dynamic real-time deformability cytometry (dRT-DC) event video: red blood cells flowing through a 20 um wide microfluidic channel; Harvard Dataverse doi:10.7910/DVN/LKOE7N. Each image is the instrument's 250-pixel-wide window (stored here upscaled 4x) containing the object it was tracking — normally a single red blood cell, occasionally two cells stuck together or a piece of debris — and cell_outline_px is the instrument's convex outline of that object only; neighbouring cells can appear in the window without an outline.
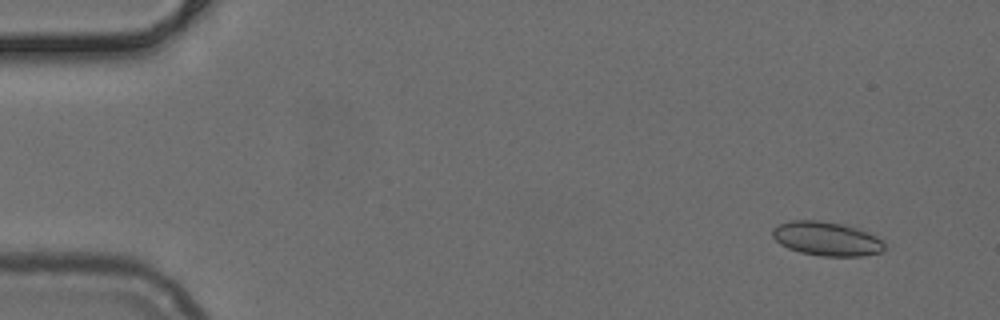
{"species": "common noctule bat (a hibernating species)", "species_latin": "Nyctalus noctula", "temperature_condition": "cold", "stored_images_in_passage": 30, "camera_frame_rate_fps": 3000, "um_per_image_px": 0.085, "animal": {"sex": "female", "body_mass_g": 24.6, "forearm_length_mm": 56.2}, "frame": {"image": 1, "passage_image": 2, "time_ms": 0.333, "image_size_px": [1000, 320], "cell_outline_px": [[884, 248], [880, 252], [864, 256], [820, 256], [800, 252], [788, 248], [780, 244], [772, 236], [772, 228], [788, 220], [820, 220], [860, 228], [876, 236], [884, 244]], "centroid_in_image_um": [70.24, 20.29], "position_along_channel_um": 14.8, "area_um2": 22.25}}
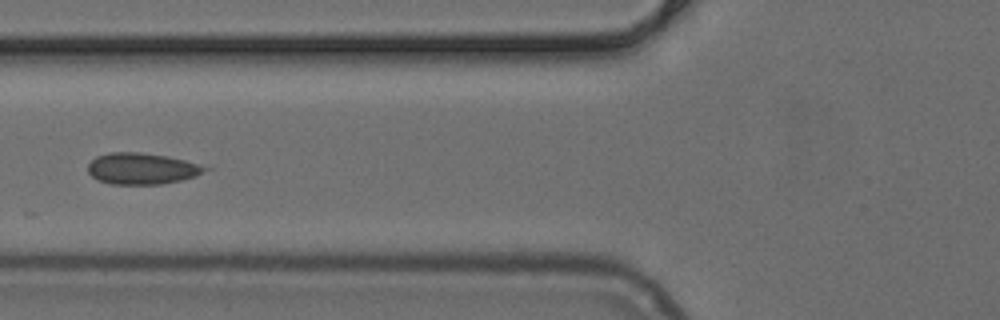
{"frame": {"image": 2, "passage_image": 18, "time_ms": 5.667, "image_size_px": [1000, 320], "cell_outline_px": [[212, 168], [196, 176], [180, 180], [160, 184], [112, 184], [96, 180], [88, 172], [88, 164], [96, 156], [112, 152], [140, 152], [168, 156], [200, 164]], "centroid_in_image_um": [12.07, 14.33], "position_along_channel_um": 113.7, "area_um2": 21.44}}
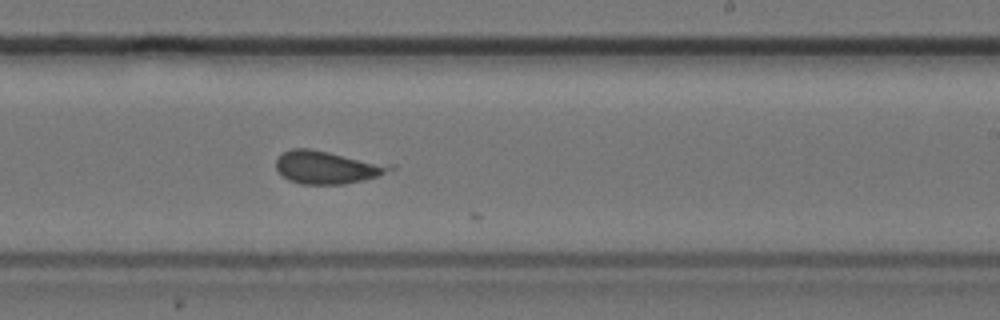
{"frame": {"image": 3, "passage_image": 29, "time_ms": 9.333, "image_size_px": [1000, 320], "cell_outline_px": [[396, 168], [376, 176], [364, 180], [344, 184], [300, 184], [288, 180], [276, 168], [276, 160], [284, 152], [292, 148], [312, 148], [396, 164]], "centroid_in_image_um": [27.87, 14.2], "position_along_channel_um": 261.1, "area_um2": 22.2}}